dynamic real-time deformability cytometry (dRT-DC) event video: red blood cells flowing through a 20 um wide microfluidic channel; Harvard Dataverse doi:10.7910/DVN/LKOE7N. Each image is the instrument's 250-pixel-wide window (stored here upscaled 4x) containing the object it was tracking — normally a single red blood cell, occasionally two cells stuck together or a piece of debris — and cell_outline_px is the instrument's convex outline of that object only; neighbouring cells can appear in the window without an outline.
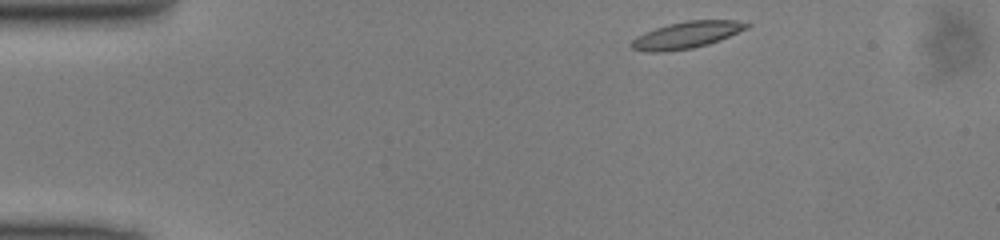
{"species": "common noctule bat (a hibernating species)", "species_latin": "Nyctalus noctula", "temperature_condition": "cold", "stored_images_in_passage": 33, "camera_frame_rate_fps": 3000, "um_per_image_px": 0.085, "animal": {"sex": "male", "body_mass_g": 13.0, "forearm_length_mm": 53.1}, "frame": {"image": 1, "passage_image": 1, "time_ms": 0.0, "image_size_px": [1000, 240], "cell_outline_px": [[752, 24], [748, 28], [720, 40], [708, 44], [692, 48], [664, 52], [644, 52], [632, 48], [628, 44], [636, 36], [644, 32], [668, 24], [688, 20], [736, 20]], "centroid_in_image_um": [58.33, 2.98], "position_along_channel_um": 26.7, "area_um2": 18.09}}
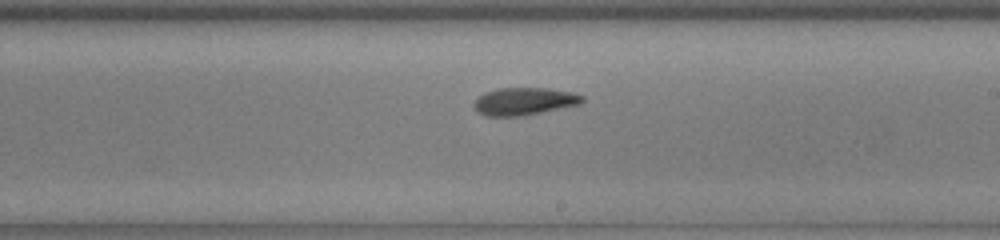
{"frame": {"image": 2, "passage_image": 22, "time_ms": 7.0, "image_size_px": [1000, 240], "cell_outline_px": [[584, 100], [580, 104], [520, 116], [484, 116], [476, 112], [472, 104], [476, 96], [484, 92], [500, 88], [548, 88], [572, 92], [584, 96]], "centroid_in_image_um": [44.49, 8.61], "position_along_channel_um": 244.5, "area_um2": 17.51}}
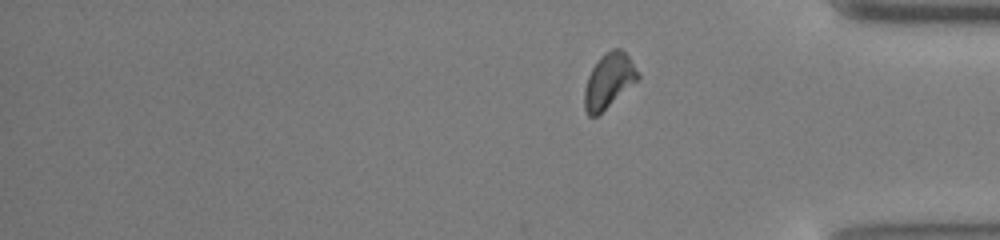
{"frame": {"image": 3, "passage_image": 33, "time_ms": 10.667, "image_size_px": [1000, 240], "cell_outline_px": [[640, 76], [636, 80], [596, 116], [588, 116], [584, 108], [584, 88], [588, 76], [592, 68], [600, 56], [604, 52], [612, 48], [620, 48], [628, 56], [640, 72]], "centroid_in_image_um": [51.72, 6.82], "position_along_channel_um": 383.5, "area_um2": 16.7}}